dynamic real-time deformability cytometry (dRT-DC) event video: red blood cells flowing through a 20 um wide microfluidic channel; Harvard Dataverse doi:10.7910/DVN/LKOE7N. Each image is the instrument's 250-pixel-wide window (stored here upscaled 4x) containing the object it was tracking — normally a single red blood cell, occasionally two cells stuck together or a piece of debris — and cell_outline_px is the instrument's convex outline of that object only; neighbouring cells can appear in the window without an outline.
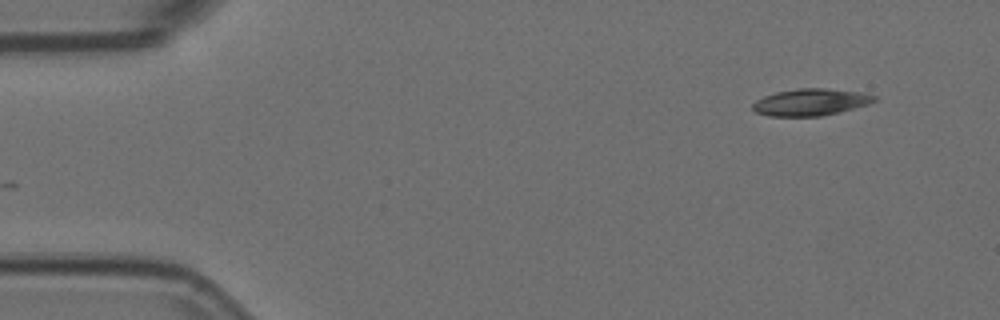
{"species": "Egyptian fruit bat (a non-hibernating species)", "species_latin": "Rousettus aegyptiacus", "temperature_condition": "room temperature", "stored_images_in_passage": 51, "camera_frame_rate_fps": 3000, "um_per_image_px": 0.085, "animal": {"sex": "female"}, "frame": {"image": 1, "passage_image": 1, "time_ms": 0.0, "image_size_px": [1000, 320], "cell_outline_px": [[876, 100], [868, 104], [820, 116], [768, 116], [756, 112], [752, 108], [752, 104], [756, 100], [764, 96], [776, 92], [796, 88], [824, 88], [864, 92], [876, 96]], "centroid_in_image_um": [68.88, 8.67], "position_along_channel_um": 16.1, "area_um2": 18.96}}
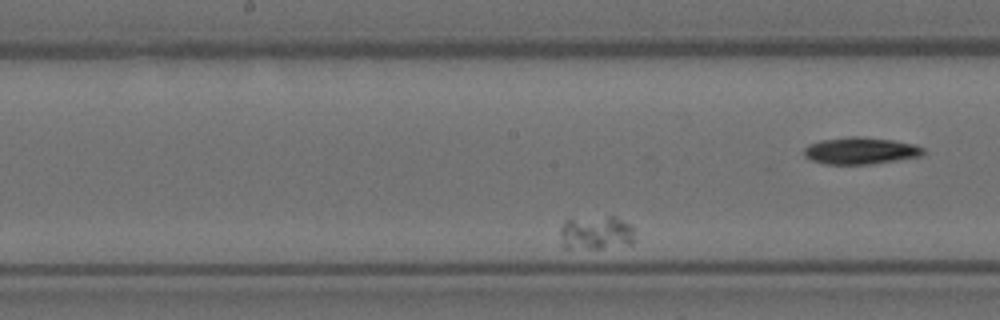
{"frame": {"image": 2, "passage_image": 22, "time_ms": 7.0, "image_size_px": [1000, 320], "cell_outline_px": [[636, 228], [632, 240], [628, 244], [600, 248], [564, 248], [560, 232], [560, 228], [564, 220], [568, 216], [612, 216], [632, 224]], "centroid_in_image_um": [50.63, 19.72], "position_along_channel_um": 197.6, "area_um2": 15.2}}
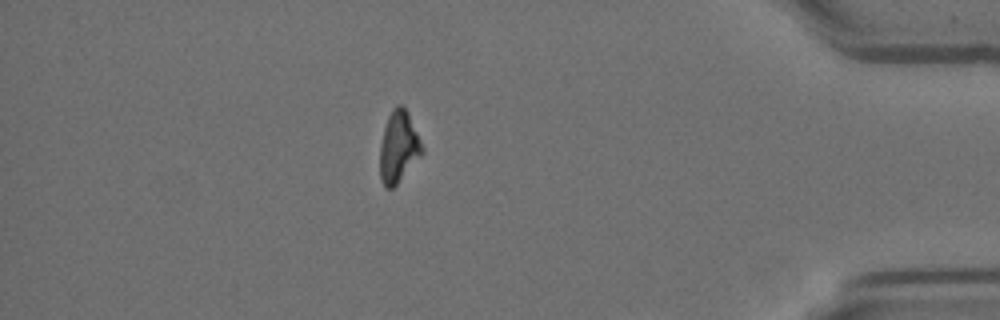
{"frame": {"image": 3, "passage_image": 44, "time_ms": 14.333, "image_size_px": [1000, 320], "cell_outline_px": [[424, 152], [396, 184], [392, 188], [384, 188], [380, 176], [380, 144], [384, 128], [388, 116], [392, 108], [396, 104], [400, 104], [408, 112], [424, 148]], "centroid_in_image_um": [33.87, 12.47], "position_along_channel_um": 401.3, "area_um2": 17.46}}